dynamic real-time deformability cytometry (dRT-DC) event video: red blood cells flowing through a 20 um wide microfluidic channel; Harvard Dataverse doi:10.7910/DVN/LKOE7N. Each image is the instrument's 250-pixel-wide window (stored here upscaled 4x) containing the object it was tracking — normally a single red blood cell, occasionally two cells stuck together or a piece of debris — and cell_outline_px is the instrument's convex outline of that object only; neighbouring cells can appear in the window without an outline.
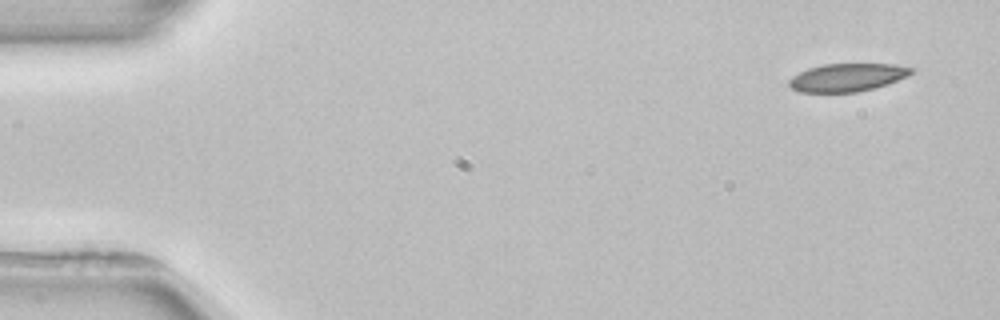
{"species": "common noctule bat (a hibernating species)", "species_latin": "Nyctalus noctula", "temperature_condition": "room temperature", "stored_images_in_passage": 4, "camera_frame_rate_fps": 3000, "um_per_image_px": 0.085, "animal": {"sex": "female", "body_mass_g": 22.7, "forearm_length_mm": 54.2}, "frame": {"image": 1, "passage_image": 1, "time_ms": 0.0, "image_size_px": [1000, 320], "cell_outline_px": [[916, 68], [908, 76], [888, 84], [856, 92], [800, 92], [792, 88], [788, 84], [788, 80], [792, 76], [808, 68], [824, 64], [896, 64]], "centroid_in_image_um": [72.03, 6.57], "position_along_channel_um": 13.0, "area_um2": 19.94}}
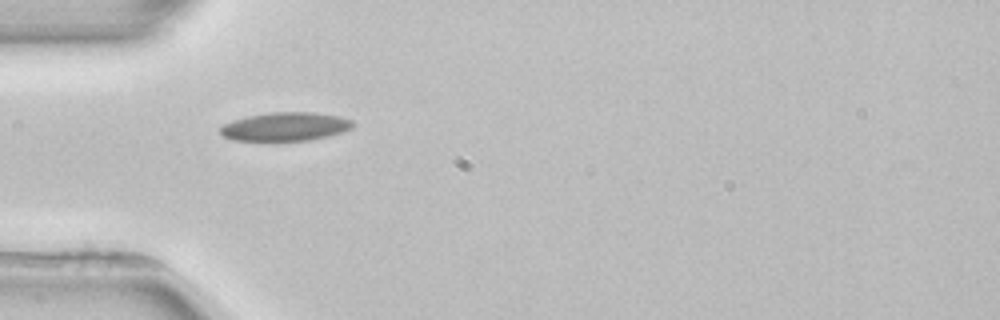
{"frame": {"image": 2, "passage_image": 3, "time_ms": 4.333, "image_size_px": [1000, 320], "cell_outline_px": [[356, 124], [352, 128], [328, 136], [308, 140], [232, 140], [224, 136], [220, 132], [220, 128], [224, 124], [248, 116], [268, 112], [316, 112], [340, 116], [352, 120]], "centroid_in_image_um": [24.3, 10.75], "position_along_channel_um": 60.7, "area_um2": 21.91}}